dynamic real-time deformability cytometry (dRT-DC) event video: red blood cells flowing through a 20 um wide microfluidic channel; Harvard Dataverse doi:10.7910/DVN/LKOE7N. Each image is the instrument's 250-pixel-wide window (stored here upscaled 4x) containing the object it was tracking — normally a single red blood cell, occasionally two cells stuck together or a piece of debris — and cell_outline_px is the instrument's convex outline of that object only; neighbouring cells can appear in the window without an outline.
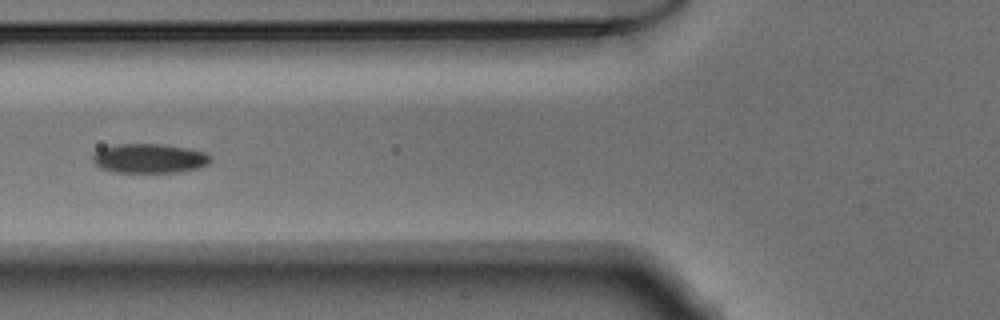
{"species": "Egyptian fruit bat (a non-hibernating species)", "species_latin": "Rousettus aegyptiacus", "temperature_condition": "warm", "stored_images_in_passage": 12, "camera_frame_rate_fps": 3000, "um_per_image_px": 0.085, "animal": {"sex": "male"}, "frame": {"image": 1, "passage_image": 6, "time_ms": 1.667, "image_size_px": [1000, 320], "cell_outline_px": [[212, 160], [208, 164], [200, 168], [180, 172], [116, 172], [100, 168], [92, 160], [92, 156], [100, 148], [116, 144], [160, 144], [184, 148], [204, 152], [212, 156]], "centroid_in_image_um": [12.7, 13.47], "position_along_channel_um": 113.1, "area_um2": 20.17}}